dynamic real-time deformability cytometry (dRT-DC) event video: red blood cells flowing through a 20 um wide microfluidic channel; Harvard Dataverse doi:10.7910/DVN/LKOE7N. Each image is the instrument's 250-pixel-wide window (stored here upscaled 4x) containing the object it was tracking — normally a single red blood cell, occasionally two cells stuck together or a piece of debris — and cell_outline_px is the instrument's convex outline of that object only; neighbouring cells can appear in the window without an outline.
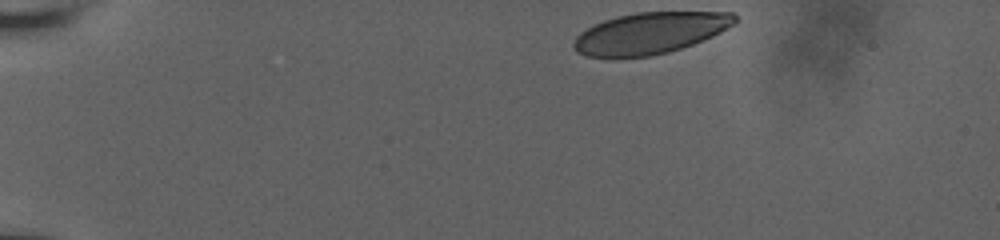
{"species": "human", "species_latin": "Homo sapiens", "temperature_condition": "room temperature", "stored_images_in_passage": 39, "camera_frame_rate_fps": 3000, "um_per_image_px": 0.085, "donor": {"sex": "male"}, "frame": {"image": 1, "passage_image": 1, "time_ms": 0.0, "image_size_px": [1000, 240], "cell_outline_px": [[736, 24], [712, 36], [692, 44], [668, 52], [648, 56], [616, 60], [608, 60], [588, 56], [576, 52], [572, 48], [572, 44], [576, 36], [580, 32], [604, 20], [616, 16], [636, 12], [736, 12]], "centroid_in_image_um": [55.19, 2.84], "position_along_channel_um": 29.8, "area_um2": 39.59}}
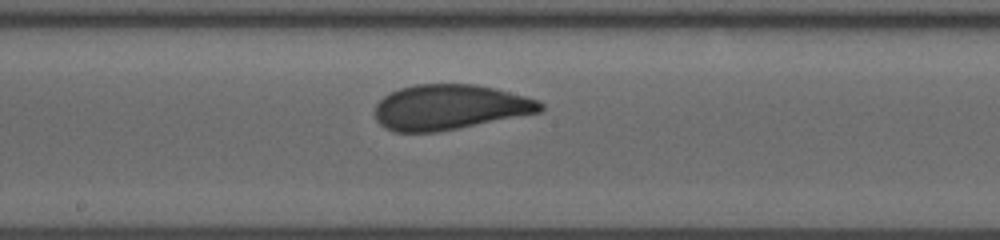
{"frame": {"image": 2, "passage_image": 23, "time_ms": 7.333, "image_size_px": [1000, 240], "cell_outline_px": [[544, 108], [540, 112], [436, 132], [392, 132], [384, 128], [376, 120], [376, 104], [384, 96], [400, 88], [416, 84], [476, 84], [496, 88], [540, 100], [544, 104]], "centroid_in_image_um": [38.23, 9.1], "position_along_channel_um": 210.0, "area_um2": 43.47}}
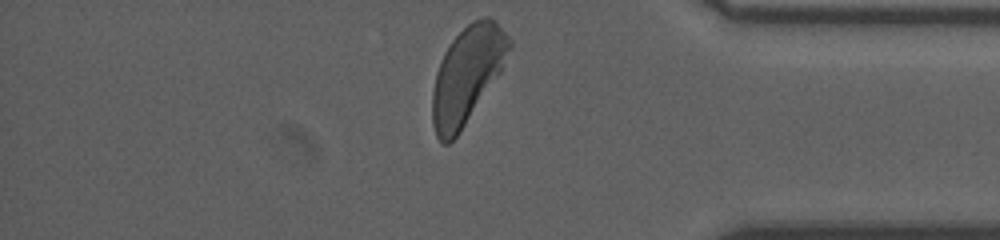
{"frame": {"image": 3, "passage_image": 39, "time_ms": 12.667, "image_size_px": [1000, 240], "cell_outline_px": [[512, 48], [500, 72], [460, 132], [448, 144], [440, 144], [436, 136], [432, 124], [432, 92], [436, 72], [444, 52], [452, 40], [472, 20], [484, 16], [488, 16], [496, 20], [512, 40]], "centroid_in_image_um": [39.71, 6.36], "position_along_channel_um": 395.5, "area_um2": 43.29}, "authors_computed_cell_mechanics": {"area_um2": 43.2922, "velocity_mm_per_s": 3.7921, "shape_relaxation_time_tau1_ms": 3.8953, "shape_relaxation_time_tau2_ms": null, "deformation_change_tau1": 0.1403, "deformation_change_tau2": null}}